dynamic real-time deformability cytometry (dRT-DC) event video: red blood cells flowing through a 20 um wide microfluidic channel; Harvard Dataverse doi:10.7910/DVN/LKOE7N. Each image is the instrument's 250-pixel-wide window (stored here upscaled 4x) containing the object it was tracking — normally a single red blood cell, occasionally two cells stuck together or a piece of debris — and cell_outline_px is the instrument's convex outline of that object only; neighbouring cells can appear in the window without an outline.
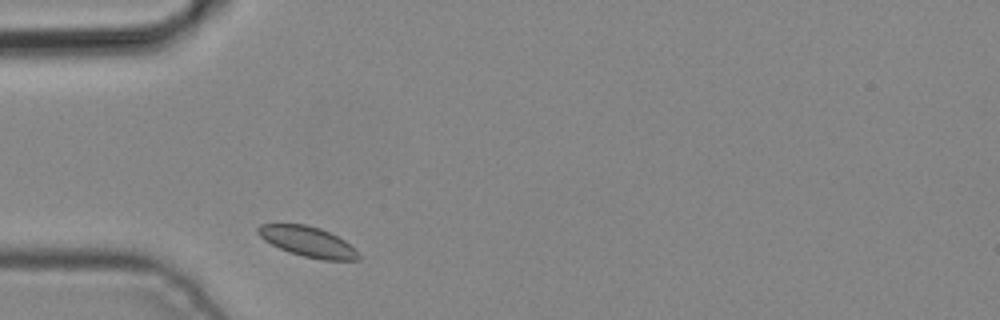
{"species": "common noctule bat (a hibernating species)", "species_latin": "Nyctalus noctula", "temperature_condition": "cold", "stored_images_in_passage": 1, "camera_frame_rate_fps": 3000, "um_per_image_px": 0.085, "animal": {"sex": "male", "body_mass_g": 19.2, "forearm_length_mm": 51.8}, "frame": {"image": 1, "passage_image": 1, "time_ms": 0.0, "image_size_px": [1000, 320], "cell_outline_px": [[360, 260], [324, 260], [304, 256], [288, 252], [264, 240], [256, 232], [256, 228], [260, 224], [304, 224], [320, 228], [344, 240], [360, 256]], "centroid_in_image_um": [26.12, 20.53], "position_along_channel_um": 58.9, "area_um2": 17.46}}